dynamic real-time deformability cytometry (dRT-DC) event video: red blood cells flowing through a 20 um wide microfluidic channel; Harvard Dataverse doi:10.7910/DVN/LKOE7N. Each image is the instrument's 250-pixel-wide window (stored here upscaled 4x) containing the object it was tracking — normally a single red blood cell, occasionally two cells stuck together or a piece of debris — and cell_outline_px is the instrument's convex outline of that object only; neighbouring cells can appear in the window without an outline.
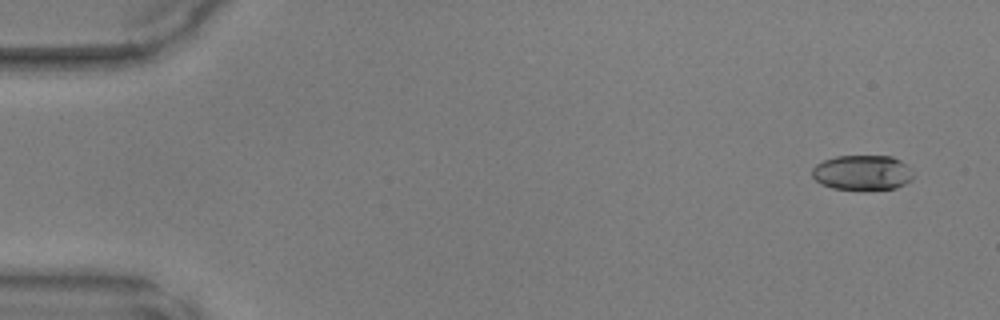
{"species": "common noctule bat (a hibernating species)", "species_latin": "Nyctalus noctula", "temperature_condition": "warm", "stored_images_in_passage": 4, "camera_frame_rate_fps": 3000, "um_per_image_px": 0.085, "animal": {"sex": "male", "body_mass_g": 17.9, "forearm_length_mm": 54.2}, "frame": {"image": 1, "passage_image": 1, "time_ms": 0.0, "image_size_px": [1000, 320], "cell_outline_px": [[912, 180], [896, 188], [832, 188], [820, 184], [812, 176], [812, 168], [816, 164], [824, 160], [836, 156], [892, 156], [900, 160], [908, 168], [912, 176]], "centroid_in_image_um": [73.25, 14.65], "position_along_channel_um": 11.7, "area_um2": 20.17}}